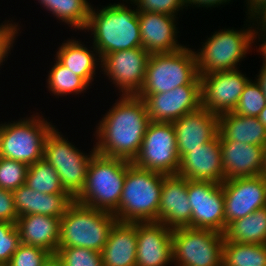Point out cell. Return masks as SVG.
Returning a JSON list of instances; mask_svg holds the SVG:
<instances>
[{"label": "cell", "mask_w": 266, "mask_h": 266, "mask_svg": "<svg viewBox=\"0 0 266 266\" xmlns=\"http://www.w3.org/2000/svg\"><path fill=\"white\" fill-rule=\"evenodd\" d=\"M95 126L96 153L133 162L150 123L146 105L137 95H121Z\"/></svg>", "instance_id": "1"}, {"label": "cell", "mask_w": 266, "mask_h": 266, "mask_svg": "<svg viewBox=\"0 0 266 266\" xmlns=\"http://www.w3.org/2000/svg\"><path fill=\"white\" fill-rule=\"evenodd\" d=\"M224 234L210 229H172L174 266H223Z\"/></svg>", "instance_id": "10"}, {"label": "cell", "mask_w": 266, "mask_h": 266, "mask_svg": "<svg viewBox=\"0 0 266 266\" xmlns=\"http://www.w3.org/2000/svg\"><path fill=\"white\" fill-rule=\"evenodd\" d=\"M28 165L0 157V188L13 191L26 183Z\"/></svg>", "instance_id": "35"}, {"label": "cell", "mask_w": 266, "mask_h": 266, "mask_svg": "<svg viewBox=\"0 0 266 266\" xmlns=\"http://www.w3.org/2000/svg\"><path fill=\"white\" fill-rule=\"evenodd\" d=\"M138 19L142 47L149 54L174 52L185 46L178 41L179 17L144 12L138 13Z\"/></svg>", "instance_id": "20"}, {"label": "cell", "mask_w": 266, "mask_h": 266, "mask_svg": "<svg viewBox=\"0 0 266 266\" xmlns=\"http://www.w3.org/2000/svg\"><path fill=\"white\" fill-rule=\"evenodd\" d=\"M258 120L260 121V123L262 124V125H264L265 126V128H266V105H265V107L261 110V112L259 113V115H258Z\"/></svg>", "instance_id": "47"}, {"label": "cell", "mask_w": 266, "mask_h": 266, "mask_svg": "<svg viewBox=\"0 0 266 266\" xmlns=\"http://www.w3.org/2000/svg\"><path fill=\"white\" fill-rule=\"evenodd\" d=\"M188 179L175 174L164 175L158 208V222L168 228H191L192 209L187 194Z\"/></svg>", "instance_id": "19"}, {"label": "cell", "mask_w": 266, "mask_h": 266, "mask_svg": "<svg viewBox=\"0 0 266 266\" xmlns=\"http://www.w3.org/2000/svg\"><path fill=\"white\" fill-rule=\"evenodd\" d=\"M220 140H231L256 146L266 143V128L257 117L241 116L234 112L218 116Z\"/></svg>", "instance_id": "27"}, {"label": "cell", "mask_w": 266, "mask_h": 266, "mask_svg": "<svg viewBox=\"0 0 266 266\" xmlns=\"http://www.w3.org/2000/svg\"><path fill=\"white\" fill-rule=\"evenodd\" d=\"M133 223L137 227L136 266L173 265L172 229L158 221Z\"/></svg>", "instance_id": "17"}, {"label": "cell", "mask_w": 266, "mask_h": 266, "mask_svg": "<svg viewBox=\"0 0 266 266\" xmlns=\"http://www.w3.org/2000/svg\"><path fill=\"white\" fill-rule=\"evenodd\" d=\"M0 266H8V263H0Z\"/></svg>", "instance_id": "49"}, {"label": "cell", "mask_w": 266, "mask_h": 266, "mask_svg": "<svg viewBox=\"0 0 266 266\" xmlns=\"http://www.w3.org/2000/svg\"><path fill=\"white\" fill-rule=\"evenodd\" d=\"M221 185L225 205V230L236 219L266 207V178L262 175L232 178Z\"/></svg>", "instance_id": "15"}, {"label": "cell", "mask_w": 266, "mask_h": 266, "mask_svg": "<svg viewBox=\"0 0 266 266\" xmlns=\"http://www.w3.org/2000/svg\"><path fill=\"white\" fill-rule=\"evenodd\" d=\"M63 266H103L100 252L88 248L64 247L55 253Z\"/></svg>", "instance_id": "34"}, {"label": "cell", "mask_w": 266, "mask_h": 266, "mask_svg": "<svg viewBox=\"0 0 266 266\" xmlns=\"http://www.w3.org/2000/svg\"><path fill=\"white\" fill-rule=\"evenodd\" d=\"M258 75L256 74L255 81L260 85L262 93L266 98V64L260 65Z\"/></svg>", "instance_id": "45"}, {"label": "cell", "mask_w": 266, "mask_h": 266, "mask_svg": "<svg viewBox=\"0 0 266 266\" xmlns=\"http://www.w3.org/2000/svg\"><path fill=\"white\" fill-rule=\"evenodd\" d=\"M60 222V218L46 215L19 216L16 225L20 233V242L41 247L55 254L60 238Z\"/></svg>", "instance_id": "26"}, {"label": "cell", "mask_w": 266, "mask_h": 266, "mask_svg": "<svg viewBox=\"0 0 266 266\" xmlns=\"http://www.w3.org/2000/svg\"><path fill=\"white\" fill-rule=\"evenodd\" d=\"M224 181L238 177L262 175L264 146L220 140Z\"/></svg>", "instance_id": "22"}, {"label": "cell", "mask_w": 266, "mask_h": 266, "mask_svg": "<svg viewBox=\"0 0 266 266\" xmlns=\"http://www.w3.org/2000/svg\"><path fill=\"white\" fill-rule=\"evenodd\" d=\"M132 163L140 168L164 175L177 174L180 157L173 123L150 121L140 152Z\"/></svg>", "instance_id": "11"}, {"label": "cell", "mask_w": 266, "mask_h": 266, "mask_svg": "<svg viewBox=\"0 0 266 266\" xmlns=\"http://www.w3.org/2000/svg\"><path fill=\"white\" fill-rule=\"evenodd\" d=\"M187 194L191 214V228L210 229L224 234L225 205L221 184L188 180Z\"/></svg>", "instance_id": "13"}, {"label": "cell", "mask_w": 266, "mask_h": 266, "mask_svg": "<svg viewBox=\"0 0 266 266\" xmlns=\"http://www.w3.org/2000/svg\"><path fill=\"white\" fill-rule=\"evenodd\" d=\"M137 227L117 221L101 251L103 266H136Z\"/></svg>", "instance_id": "25"}, {"label": "cell", "mask_w": 266, "mask_h": 266, "mask_svg": "<svg viewBox=\"0 0 266 266\" xmlns=\"http://www.w3.org/2000/svg\"><path fill=\"white\" fill-rule=\"evenodd\" d=\"M244 28L220 29L207 36L201 47L195 51L199 76L217 71L234 70L240 67L246 54L252 52L253 19L247 18ZM249 23V24H247ZM252 24V25H251ZM246 25V26H245Z\"/></svg>", "instance_id": "4"}, {"label": "cell", "mask_w": 266, "mask_h": 266, "mask_svg": "<svg viewBox=\"0 0 266 266\" xmlns=\"http://www.w3.org/2000/svg\"><path fill=\"white\" fill-rule=\"evenodd\" d=\"M18 217L29 214L62 218L74 201L68 194H46L32 190L26 184L11 191Z\"/></svg>", "instance_id": "23"}, {"label": "cell", "mask_w": 266, "mask_h": 266, "mask_svg": "<svg viewBox=\"0 0 266 266\" xmlns=\"http://www.w3.org/2000/svg\"><path fill=\"white\" fill-rule=\"evenodd\" d=\"M34 191L46 194H67L55 168L45 159L28 166L26 183Z\"/></svg>", "instance_id": "32"}, {"label": "cell", "mask_w": 266, "mask_h": 266, "mask_svg": "<svg viewBox=\"0 0 266 266\" xmlns=\"http://www.w3.org/2000/svg\"><path fill=\"white\" fill-rule=\"evenodd\" d=\"M266 105V98L260 85L255 80H250L240 95L234 113L241 116L258 117Z\"/></svg>", "instance_id": "33"}, {"label": "cell", "mask_w": 266, "mask_h": 266, "mask_svg": "<svg viewBox=\"0 0 266 266\" xmlns=\"http://www.w3.org/2000/svg\"><path fill=\"white\" fill-rule=\"evenodd\" d=\"M164 174L140 168H127L118 209L113 213L119 222L158 221V208Z\"/></svg>", "instance_id": "3"}, {"label": "cell", "mask_w": 266, "mask_h": 266, "mask_svg": "<svg viewBox=\"0 0 266 266\" xmlns=\"http://www.w3.org/2000/svg\"><path fill=\"white\" fill-rule=\"evenodd\" d=\"M150 54L143 48H133L106 54L101 62V74L118 88L120 95H135L143 86Z\"/></svg>", "instance_id": "12"}, {"label": "cell", "mask_w": 266, "mask_h": 266, "mask_svg": "<svg viewBox=\"0 0 266 266\" xmlns=\"http://www.w3.org/2000/svg\"><path fill=\"white\" fill-rule=\"evenodd\" d=\"M245 13L247 18L253 19L261 10L266 7V0H245Z\"/></svg>", "instance_id": "42"}, {"label": "cell", "mask_w": 266, "mask_h": 266, "mask_svg": "<svg viewBox=\"0 0 266 266\" xmlns=\"http://www.w3.org/2000/svg\"><path fill=\"white\" fill-rule=\"evenodd\" d=\"M258 40L260 44L259 47H256V51L259 52L261 58H262V64H266V33H253V44H255V40Z\"/></svg>", "instance_id": "44"}, {"label": "cell", "mask_w": 266, "mask_h": 266, "mask_svg": "<svg viewBox=\"0 0 266 266\" xmlns=\"http://www.w3.org/2000/svg\"><path fill=\"white\" fill-rule=\"evenodd\" d=\"M20 243L17 225L0 221V263H8Z\"/></svg>", "instance_id": "38"}, {"label": "cell", "mask_w": 266, "mask_h": 266, "mask_svg": "<svg viewBox=\"0 0 266 266\" xmlns=\"http://www.w3.org/2000/svg\"><path fill=\"white\" fill-rule=\"evenodd\" d=\"M50 255V252L41 247L20 243L8 266H42Z\"/></svg>", "instance_id": "37"}, {"label": "cell", "mask_w": 266, "mask_h": 266, "mask_svg": "<svg viewBox=\"0 0 266 266\" xmlns=\"http://www.w3.org/2000/svg\"><path fill=\"white\" fill-rule=\"evenodd\" d=\"M188 46L150 54L143 86L136 94L166 93L182 85H201L195 52Z\"/></svg>", "instance_id": "7"}, {"label": "cell", "mask_w": 266, "mask_h": 266, "mask_svg": "<svg viewBox=\"0 0 266 266\" xmlns=\"http://www.w3.org/2000/svg\"><path fill=\"white\" fill-rule=\"evenodd\" d=\"M223 266H266V244L224 241Z\"/></svg>", "instance_id": "31"}, {"label": "cell", "mask_w": 266, "mask_h": 266, "mask_svg": "<svg viewBox=\"0 0 266 266\" xmlns=\"http://www.w3.org/2000/svg\"><path fill=\"white\" fill-rule=\"evenodd\" d=\"M128 6L136 7L138 13H159L178 17V13L187 9L184 0H125Z\"/></svg>", "instance_id": "36"}, {"label": "cell", "mask_w": 266, "mask_h": 266, "mask_svg": "<svg viewBox=\"0 0 266 266\" xmlns=\"http://www.w3.org/2000/svg\"><path fill=\"white\" fill-rule=\"evenodd\" d=\"M58 130L55 125L47 134L43 159L55 168L63 189L75 200L85 186L88 165L96 153L95 145L85 153Z\"/></svg>", "instance_id": "9"}, {"label": "cell", "mask_w": 266, "mask_h": 266, "mask_svg": "<svg viewBox=\"0 0 266 266\" xmlns=\"http://www.w3.org/2000/svg\"><path fill=\"white\" fill-rule=\"evenodd\" d=\"M224 237V241L266 244V207L230 223L224 232Z\"/></svg>", "instance_id": "28"}, {"label": "cell", "mask_w": 266, "mask_h": 266, "mask_svg": "<svg viewBox=\"0 0 266 266\" xmlns=\"http://www.w3.org/2000/svg\"><path fill=\"white\" fill-rule=\"evenodd\" d=\"M51 69H49L46 88L52 96L64 97L67 95H81L86 90L92 88L90 85L80 76L75 74L72 70L62 65L56 58Z\"/></svg>", "instance_id": "30"}, {"label": "cell", "mask_w": 266, "mask_h": 266, "mask_svg": "<svg viewBox=\"0 0 266 266\" xmlns=\"http://www.w3.org/2000/svg\"><path fill=\"white\" fill-rule=\"evenodd\" d=\"M262 176L266 178V143L264 145V167L262 170Z\"/></svg>", "instance_id": "48"}, {"label": "cell", "mask_w": 266, "mask_h": 266, "mask_svg": "<svg viewBox=\"0 0 266 266\" xmlns=\"http://www.w3.org/2000/svg\"><path fill=\"white\" fill-rule=\"evenodd\" d=\"M173 123L180 159L193 149L201 147L218 135V115L200 107Z\"/></svg>", "instance_id": "21"}, {"label": "cell", "mask_w": 266, "mask_h": 266, "mask_svg": "<svg viewBox=\"0 0 266 266\" xmlns=\"http://www.w3.org/2000/svg\"><path fill=\"white\" fill-rule=\"evenodd\" d=\"M41 113L17 121L0 122V157L28 166L43 159L44 142L55 126Z\"/></svg>", "instance_id": "8"}, {"label": "cell", "mask_w": 266, "mask_h": 266, "mask_svg": "<svg viewBox=\"0 0 266 266\" xmlns=\"http://www.w3.org/2000/svg\"><path fill=\"white\" fill-rule=\"evenodd\" d=\"M18 214L14 206L12 192L0 188V221L16 224Z\"/></svg>", "instance_id": "40"}, {"label": "cell", "mask_w": 266, "mask_h": 266, "mask_svg": "<svg viewBox=\"0 0 266 266\" xmlns=\"http://www.w3.org/2000/svg\"><path fill=\"white\" fill-rule=\"evenodd\" d=\"M59 23H65L75 31H84L90 15L88 0H37Z\"/></svg>", "instance_id": "29"}, {"label": "cell", "mask_w": 266, "mask_h": 266, "mask_svg": "<svg viewBox=\"0 0 266 266\" xmlns=\"http://www.w3.org/2000/svg\"><path fill=\"white\" fill-rule=\"evenodd\" d=\"M131 163L95 153L88 165L85 186L75 201L113 214L119 207L126 171Z\"/></svg>", "instance_id": "5"}, {"label": "cell", "mask_w": 266, "mask_h": 266, "mask_svg": "<svg viewBox=\"0 0 266 266\" xmlns=\"http://www.w3.org/2000/svg\"><path fill=\"white\" fill-rule=\"evenodd\" d=\"M13 21L12 19L11 21L7 19L0 24V68L4 65L3 62L8 60V55L11 54V50L14 48L13 45L17 40L16 38L20 35L19 32L22 26H20L19 22L15 23Z\"/></svg>", "instance_id": "39"}, {"label": "cell", "mask_w": 266, "mask_h": 266, "mask_svg": "<svg viewBox=\"0 0 266 266\" xmlns=\"http://www.w3.org/2000/svg\"><path fill=\"white\" fill-rule=\"evenodd\" d=\"M142 98L150 121L174 122L201 107V85H182L166 93L135 94Z\"/></svg>", "instance_id": "16"}, {"label": "cell", "mask_w": 266, "mask_h": 266, "mask_svg": "<svg viewBox=\"0 0 266 266\" xmlns=\"http://www.w3.org/2000/svg\"><path fill=\"white\" fill-rule=\"evenodd\" d=\"M116 222L114 214L74 200L61 218L58 248L80 247L101 253Z\"/></svg>", "instance_id": "6"}, {"label": "cell", "mask_w": 266, "mask_h": 266, "mask_svg": "<svg viewBox=\"0 0 266 266\" xmlns=\"http://www.w3.org/2000/svg\"><path fill=\"white\" fill-rule=\"evenodd\" d=\"M124 2L101 6V9L91 6L84 32L91 35V44L101 59L116 51L142 47L138 11Z\"/></svg>", "instance_id": "2"}, {"label": "cell", "mask_w": 266, "mask_h": 266, "mask_svg": "<svg viewBox=\"0 0 266 266\" xmlns=\"http://www.w3.org/2000/svg\"><path fill=\"white\" fill-rule=\"evenodd\" d=\"M75 39L73 37L64 40L57 48L55 58L92 86L97 76L96 71L100 68L101 72L102 59L93 45L88 47L80 39Z\"/></svg>", "instance_id": "24"}, {"label": "cell", "mask_w": 266, "mask_h": 266, "mask_svg": "<svg viewBox=\"0 0 266 266\" xmlns=\"http://www.w3.org/2000/svg\"><path fill=\"white\" fill-rule=\"evenodd\" d=\"M178 175L193 181L224 182L220 136L191 150L180 159Z\"/></svg>", "instance_id": "18"}, {"label": "cell", "mask_w": 266, "mask_h": 266, "mask_svg": "<svg viewBox=\"0 0 266 266\" xmlns=\"http://www.w3.org/2000/svg\"><path fill=\"white\" fill-rule=\"evenodd\" d=\"M236 1V0H235ZM185 6L188 9L189 7H194V8H204V9H213L215 7L218 8L221 5H228L230 2H233L232 0H184Z\"/></svg>", "instance_id": "41"}, {"label": "cell", "mask_w": 266, "mask_h": 266, "mask_svg": "<svg viewBox=\"0 0 266 266\" xmlns=\"http://www.w3.org/2000/svg\"><path fill=\"white\" fill-rule=\"evenodd\" d=\"M253 23V33H266V7L253 18Z\"/></svg>", "instance_id": "43"}, {"label": "cell", "mask_w": 266, "mask_h": 266, "mask_svg": "<svg viewBox=\"0 0 266 266\" xmlns=\"http://www.w3.org/2000/svg\"><path fill=\"white\" fill-rule=\"evenodd\" d=\"M42 266H63V264L56 254H51Z\"/></svg>", "instance_id": "46"}, {"label": "cell", "mask_w": 266, "mask_h": 266, "mask_svg": "<svg viewBox=\"0 0 266 266\" xmlns=\"http://www.w3.org/2000/svg\"><path fill=\"white\" fill-rule=\"evenodd\" d=\"M200 79L201 107L218 116L234 111L246 84L251 80L239 68L209 73L200 76Z\"/></svg>", "instance_id": "14"}]
</instances>
